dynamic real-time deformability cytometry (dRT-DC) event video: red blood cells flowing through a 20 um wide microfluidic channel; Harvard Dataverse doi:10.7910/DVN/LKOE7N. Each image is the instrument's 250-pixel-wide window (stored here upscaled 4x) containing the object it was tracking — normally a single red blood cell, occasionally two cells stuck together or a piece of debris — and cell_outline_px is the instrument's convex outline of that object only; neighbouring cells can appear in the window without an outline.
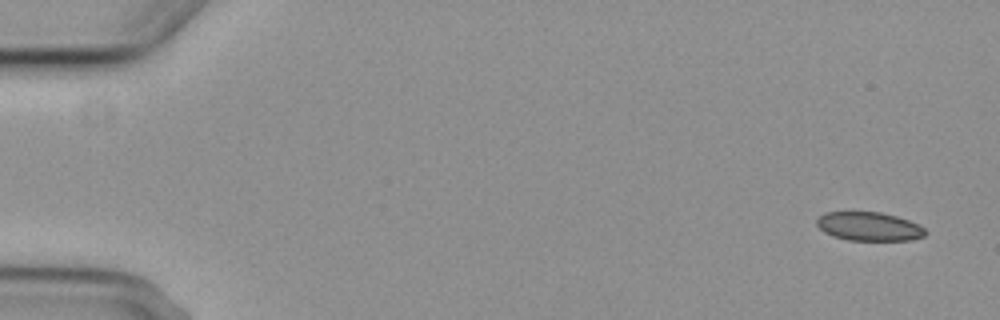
{"species": "common noctule bat (a hibernating species)", "species_latin": "Nyctalus noctula", "temperature_condition": "cold", "stored_images_in_passage": 5, "camera_frame_rate_fps": 3000, "um_per_image_px": 0.085, "animal": {"sex": "female", "body_mass_g": 29.2, "forearm_length_mm": 56.3}, "frame": {"image": 1, "passage_image": 1, "time_ms": 0.0, "image_size_px": [1000, 320], "cell_outline_px": [[924, 236], [912, 240], [848, 240], [832, 236], [824, 232], [816, 224], [816, 220], [824, 212], [880, 212], [896, 216], [908, 220], [924, 228]], "centroid_in_image_um": [73.83, 19.25], "position_along_channel_um": 11.2, "area_um2": 18.03}}
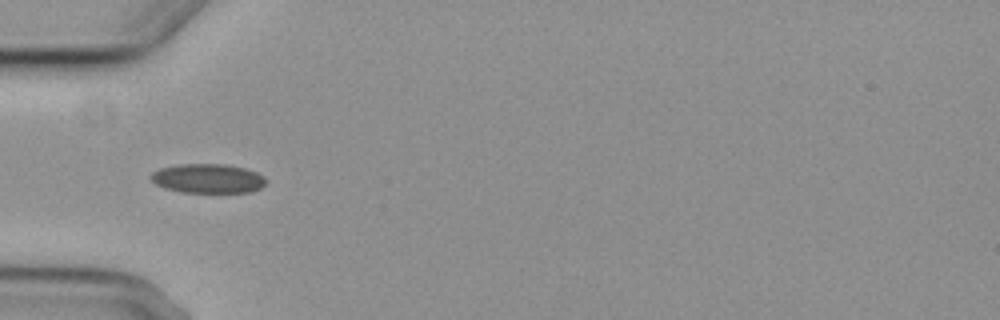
{"frame": {"image": 2, "passage_image": 5, "time_ms": 5.333, "image_size_px": [1000, 320], "cell_outline_px": [[264, 184], [260, 188], [252, 192], [180, 192], [164, 188], [156, 184], [148, 176], [152, 172], [160, 168], [180, 164], [224, 164], [244, 168], [256, 172], [264, 176]], "centroid_in_image_um": [17.63, 15.17], "position_along_channel_um": 67.4, "area_um2": 19.59}}